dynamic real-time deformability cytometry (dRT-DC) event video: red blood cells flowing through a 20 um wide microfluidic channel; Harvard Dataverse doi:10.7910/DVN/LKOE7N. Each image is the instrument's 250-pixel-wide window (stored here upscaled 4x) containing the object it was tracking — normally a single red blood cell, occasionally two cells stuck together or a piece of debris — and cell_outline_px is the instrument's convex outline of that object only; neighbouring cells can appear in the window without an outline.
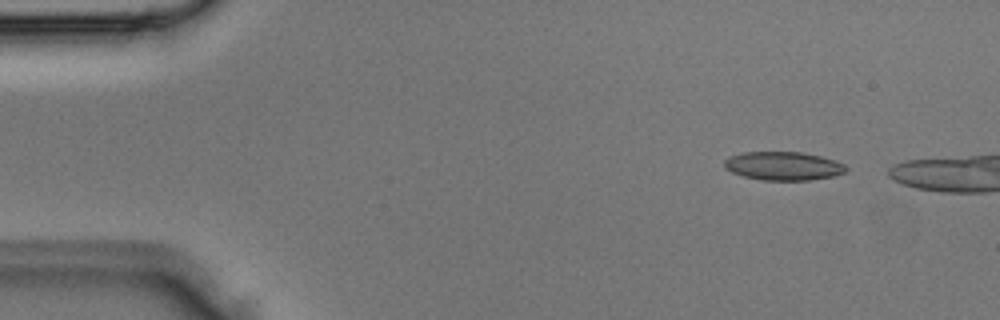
{"species": "Egyptian fruit bat (a non-hibernating species)", "species_latin": "Rousettus aegyptiacus", "temperature_condition": "room temperature", "stored_images_in_passage": 4, "camera_frame_rate_fps": 3000, "um_per_image_px": 0.085, "animal": {"sex": "male"}, "frame": {"image": 1, "passage_image": 1, "time_ms": 0.0, "image_size_px": [1000, 320], "cell_outline_px": [[848, 168], [844, 172], [832, 176], [808, 180], [760, 180], [744, 176], [732, 172], [724, 168], [724, 160], [728, 156], [744, 152], [800, 152], [820, 156], [836, 160], [844, 164]], "centroid_in_image_um": [66.55, 14.1], "position_along_channel_um": 18.4, "area_um2": 20.23}}